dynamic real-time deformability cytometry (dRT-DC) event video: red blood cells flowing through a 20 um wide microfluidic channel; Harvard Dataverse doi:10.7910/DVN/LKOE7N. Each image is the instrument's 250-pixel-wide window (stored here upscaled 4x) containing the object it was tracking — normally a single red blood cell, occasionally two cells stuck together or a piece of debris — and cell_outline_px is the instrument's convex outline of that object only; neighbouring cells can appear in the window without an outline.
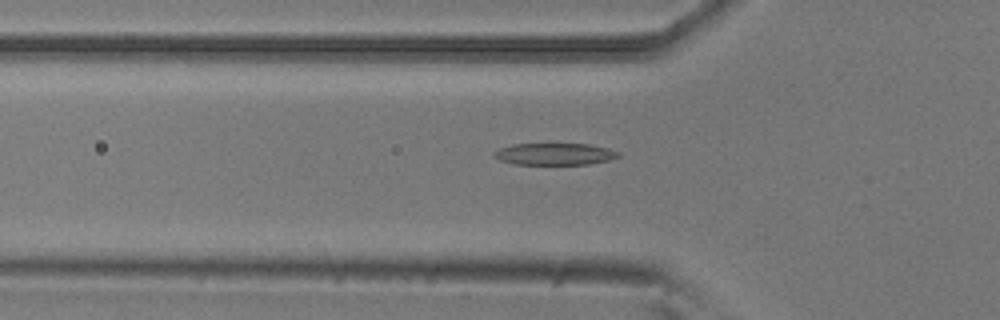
{"species": "common noctule bat (a hibernating species)", "species_latin": "Nyctalus noctula", "temperature_condition": "room temperature", "stored_images_in_passage": 22, "camera_frame_rate_fps": 3000, "um_per_image_px": 0.085, "animal": {"sex": "male", "body_mass_g": 20.5, "forearm_length_mm": 52.5}, "frame": {"image": 1, "passage_image": 6, "time_ms": 1.667, "image_size_px": [1000, 320], "cell_outline_px": [[620, 156], [608, 160], [588, 164], [516, 164], [500, 160], [492, 156], [492, 152], [500, 148], [512, 144], [588, 144], [608, 148], [620, 152]], "centroid_in_image_um": [47.13, 13.09], "position_along_channel_um": 78.7, "area_um2": 15.78}}
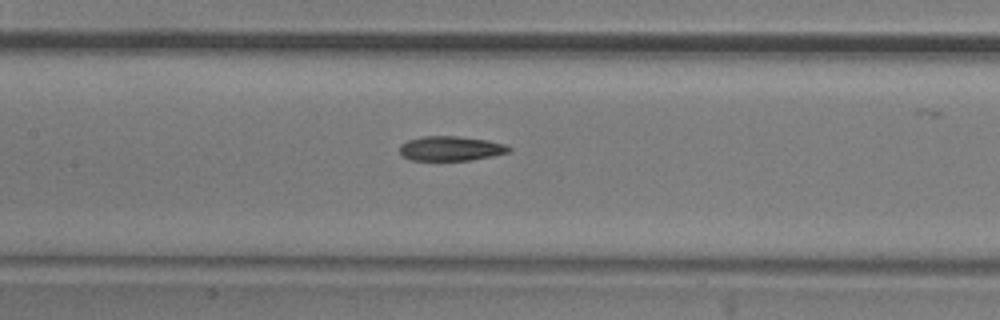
{"frame": {"image": 2, "passage_image": 13, "time_ms": 4.0, "image_size_px": [1000, 320], "cell_outline_px": [[512, 152], [472, 160], [412, 160], [404, 156], [400, 152], [400, 144], [408, 140], [424, 136], [456, 136], [488, 140], [504, 144], [512, 148]], "centroid_in_image_um": [38.36, 12.62], "position_along_channel_um": 169.0, "area_um2": 15.66}}
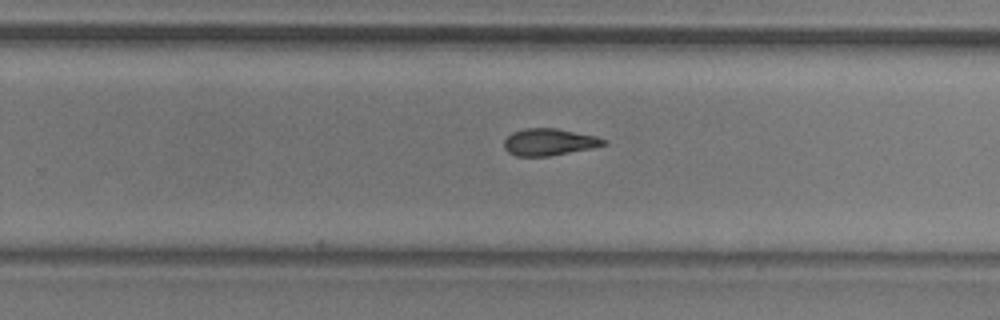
{"frame": {"image": 3, "passage_image": 22, "time_ms": 7.0, "image_size_px": [1000, 320], "cell_outline_px": [[608, 144], [548, 156], [516, 156], [508, 152], [504, 148], [504, 140], [512, 132], [524, 128], [556, 128], [596, 136], [608, 140]], "centroid_in_image_um": [46.65, 12.06], "position_along_channel_um": 283.1, "area_um2": 15.49}}